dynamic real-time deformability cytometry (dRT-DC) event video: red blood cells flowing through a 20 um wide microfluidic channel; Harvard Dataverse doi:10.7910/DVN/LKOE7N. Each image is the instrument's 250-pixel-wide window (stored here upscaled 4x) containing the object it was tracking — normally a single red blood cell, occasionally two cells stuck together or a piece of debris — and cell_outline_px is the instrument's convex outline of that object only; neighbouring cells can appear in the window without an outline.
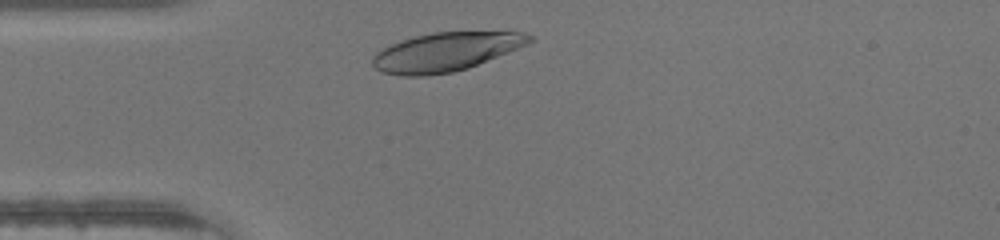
{"species": "human", "species_latin": "Homo sapiens", "temperature_condition": "warm", "stored_images_in_passage": 26, "camera_frame_rate_fps": 3000, "um_per_image_px": 0.085, "donor": {"sex": "male"}, "frame": {"image": 1, "passage_image": 2, "time_ms": 0.333, "image_size_px": [1000, 240], "cell_outline_px": [[532, 40], [528, 44], [468, 68], [452, 72], [424, 76], [400, 76], [380, 72], [372, 64], [372, 56], [376, 52], [400, 40], [432, 32], [524, 32], [532, 36]], "centroid_in_image_um": [37.85, 4.42], "position_along_channel_um": 47.2, "area_um2": 35.26}}
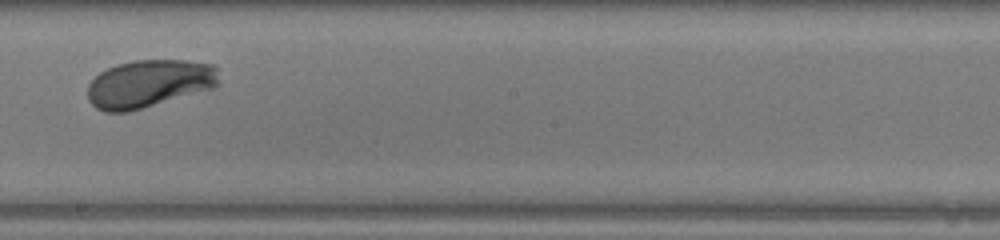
{"frame": {"image": 2, "passage_image": 16, "time_ms": 5.0, "image_size_px": [1000, 240], "cell_outline_px": [[220, 84], [212, 88], [128, 112], [104, 112], [96, 108], [88, 100], [88, 84], [100, 72], [116, 64], [132, 60], [184, 60], [216, 64]], "centroid_in_image_um": [12.67, 7.09], "position_along_channel_um": 235.5, "area_um2": 36.65}}
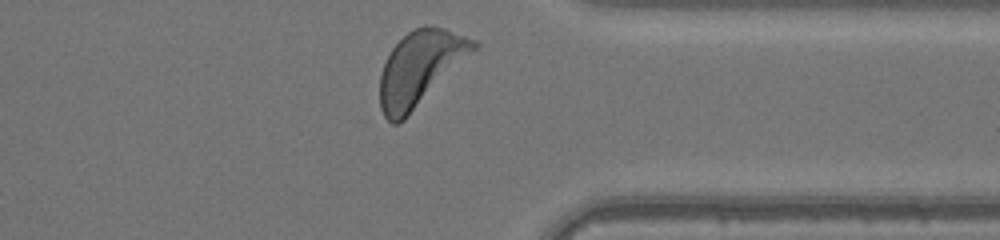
{"frame": {"image": 3, "passage_image": 26, "time_ms": 8.333, "image_size_px": [1000, 240], "cell_outline_px": [[480, 44], [404, 120], [396, 124], [392, 124], [384, 116], [380, 108], [380, 76], [384, 64], [392, 48], [408, 32], [424, 24], [444, 28], [476, 40]], "centroid_in_image_um": [35.68, 5.79], "position_along_channel_um": 375.7, "area_um2": 39.88}}